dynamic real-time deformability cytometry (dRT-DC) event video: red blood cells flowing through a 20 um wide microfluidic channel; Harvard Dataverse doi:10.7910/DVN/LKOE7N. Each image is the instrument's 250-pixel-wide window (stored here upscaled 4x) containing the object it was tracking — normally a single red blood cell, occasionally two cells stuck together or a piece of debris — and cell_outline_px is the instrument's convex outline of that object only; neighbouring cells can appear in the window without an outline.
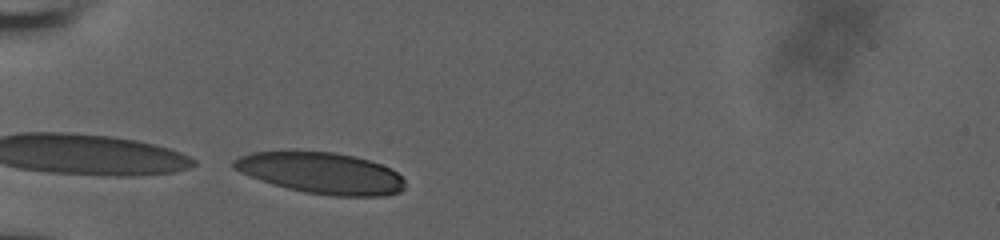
{"species": "human", "species_latin": "Homo sapiens", "temperature_condition": "room temperature", "stored_images_in_passage": 24, "camera_frame_rate_fps": 3000, "um_per_image_px": 0.085, "donor": {"sex": "male"}, "frame": {"image": 1, "passage_image": 4, "time_ms": 1.0, "image_size_px": [1000, 240], "cell_outline_px": [[404, 188], [400, 192], [384, 196], [332, 196], [304, 192], [272, 184], [260, 180], [240, 172], [232, 168], [232, 160], [240, 156], [252, 152], [332, 152], [356, 156], [392, 168], [404, 180]], "centroid_in_image_um": [27.32, 14.72], "position_along_channel_um": 57.7, "area_um2": 41.04}}
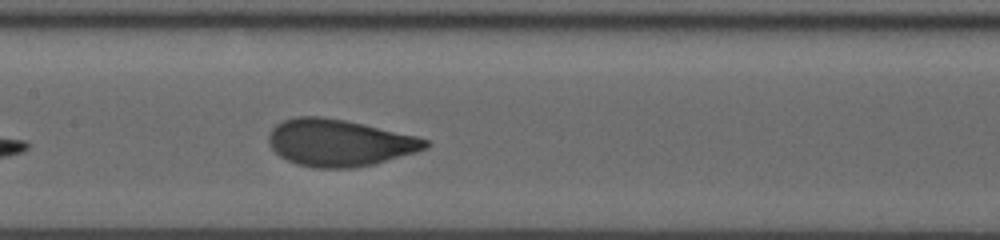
{"frame": {"image": 2, "passage_image": 15, "time_ms": 4.667, "image_size_px": [1000, 240], "cell_outline_px": [[428, 148], [416, 152], [372, 164], [352, 168], [312, 168], [296, 164], [280, 156], [272, 148], [268, 140], [268, 136], [272, 128], [276, 124], [284, 120], [296, 116], [320, 116], [344, 120], [416, 136], [428, 140]], "centroid_in_image_um": [28.81, 12.14], "position_along_channel_um": 178.6, "area_um2": 42.54}}
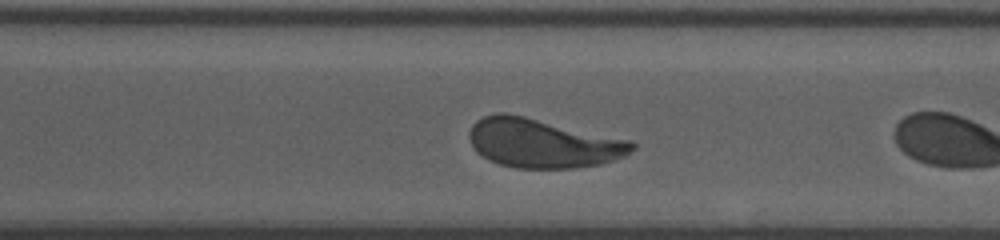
{"frame": {"image": 3, "passage_image": 23, "time_ms": 7.333, "image_size_px": [1000, 240], "cell_outline_px": [[636, 148], [624, 156], [600, 164], [576, 168], [516, 168], [500, 164], [488, 160], [476, 152], [468, 136], [468, 132], [472, 124], [476, 120], [484, 116], [496, 112], [504, 112], [524, 116], [632, 140], [636, 144]], "centroid_in_image_um": [46.12, 12.17], "position_along_channel_um": 324.5, "area_um2": 46.76}}